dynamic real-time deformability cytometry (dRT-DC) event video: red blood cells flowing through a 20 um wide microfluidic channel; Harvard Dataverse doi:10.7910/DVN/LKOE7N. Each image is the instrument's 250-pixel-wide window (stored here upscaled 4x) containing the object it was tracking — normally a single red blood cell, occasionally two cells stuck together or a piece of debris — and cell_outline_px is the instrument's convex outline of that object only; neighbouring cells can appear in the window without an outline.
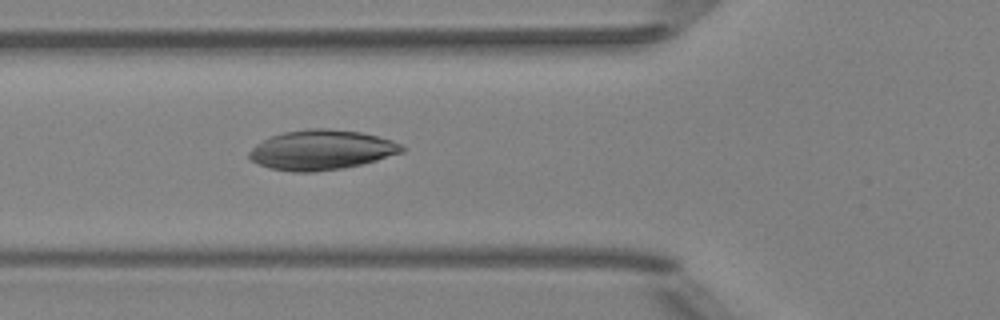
{"species": "Egyptian fruit bat (a non-hibernating species)", "species_latin": "Rousettus aegyptiacus", "temperature_condition": "room temperature", "stored_images_in_passage": 5, "camera_frame_rate_fps": 3000, "um_per_image_px": 0.085, "animal": {"sex": "female"}, "frame": {"image": 1, "passage_image": 5, "time_ms": 4.667, "image_size_px": [1000, 320], "cell_outline_px": [[404, 152], [376, 160], [344, 168], [312, 172], [292, 172], [272, 168], [260, 164], [252, 160], [248, 156], [248, 152], [256, 144], [272, 136], [284, 132], [308, 128], [328, 128], [360, 132], [392, 140], [400, 144], [404, 148]], "centroid_in_image_um": [27.32, 12.74], "position_along_channel_um": 98.5, "area_um2": 35.2}}